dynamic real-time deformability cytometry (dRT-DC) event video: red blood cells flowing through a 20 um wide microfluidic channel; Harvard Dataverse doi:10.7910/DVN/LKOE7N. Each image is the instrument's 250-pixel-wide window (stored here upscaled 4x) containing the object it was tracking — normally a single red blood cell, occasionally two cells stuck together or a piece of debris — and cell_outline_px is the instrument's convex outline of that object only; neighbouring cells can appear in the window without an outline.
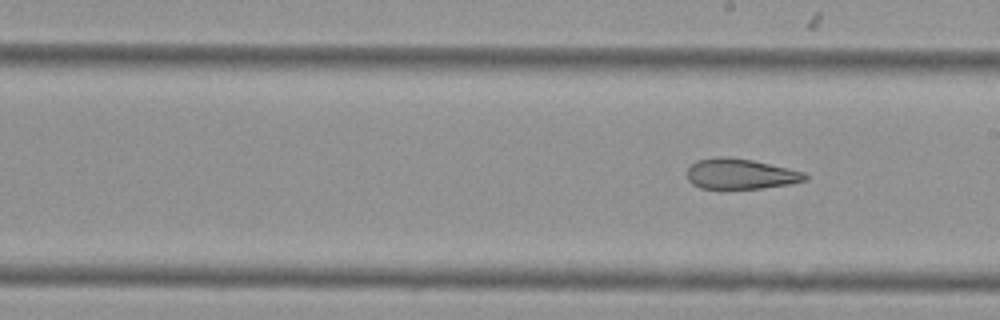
{"species": "Egyptian fruit bat (a non-hibernating species)", "species_latin": "Rousettus aegyptiacus", "temperature_condition": "cold", "stored_images_in_passage": 10, "segment_of_instrument_passage": [2, 2], "camera_frame_rate_fps": 3000, "um_per_image_px": 0.085, "animal": {"sex": "female"}, "frame": {"image": 1, "passage_image": 10, "time_ms": 3.0, "image_size_px": [1000, 320], "cell_outline_px": [[808, 180], [788, 184], [760, 188], [700, 188], [692, 184], [688, 180], [688, 168], [696, 160], [720, 156], [728, 156], [752, 160], [788, 168], [804, 172], [808, 176]], "centroid_in_image_um": [62.93, 14.77], "position_along_channel_um": 226.1, "area_um2": 20.81}}